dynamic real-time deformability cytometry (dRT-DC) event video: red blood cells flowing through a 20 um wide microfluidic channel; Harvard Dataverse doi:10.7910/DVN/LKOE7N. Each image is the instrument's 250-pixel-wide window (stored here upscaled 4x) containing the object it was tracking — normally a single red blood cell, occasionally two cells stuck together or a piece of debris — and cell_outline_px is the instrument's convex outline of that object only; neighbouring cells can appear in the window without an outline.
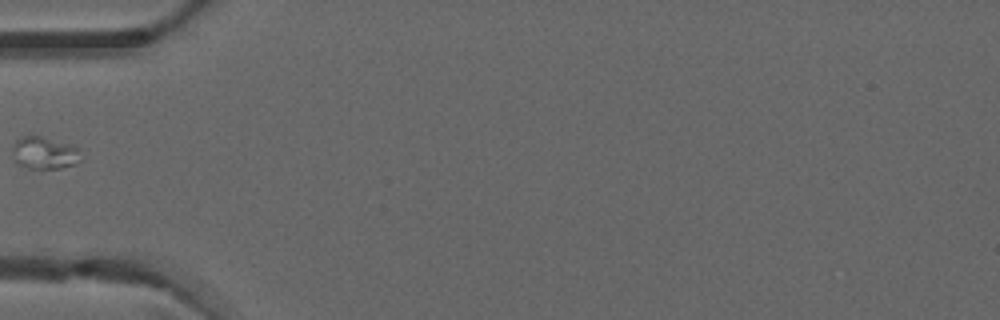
{"species": "common noctule bat (a hibernating species)", "species_latin": "Nyctalus noctula", "temperature_condition": "warm", "stored_images_in_passage": 4, "camera_frame_rate_fps": 3000, "um_per_image_px": 0.085, "animal": {"sex": "male", "forearm_length_mm": 52.5}, "frame": {"image": 1, "passage_image": 4, "time_ms": 1.0, "image_size_px": [1000, 320], "cell_outline_px": [[80, 160], [72, 164], [60, 168], [28, 168], [16, 164], [12, 160], [12, 148], [16, 140], [20, 136], [40, 136], [72, 144], [76, 148]], "centroid_in_image_um": [3.68, 12.99], "position_along_channel_um": 81.3, "area_um2": 12.83}}